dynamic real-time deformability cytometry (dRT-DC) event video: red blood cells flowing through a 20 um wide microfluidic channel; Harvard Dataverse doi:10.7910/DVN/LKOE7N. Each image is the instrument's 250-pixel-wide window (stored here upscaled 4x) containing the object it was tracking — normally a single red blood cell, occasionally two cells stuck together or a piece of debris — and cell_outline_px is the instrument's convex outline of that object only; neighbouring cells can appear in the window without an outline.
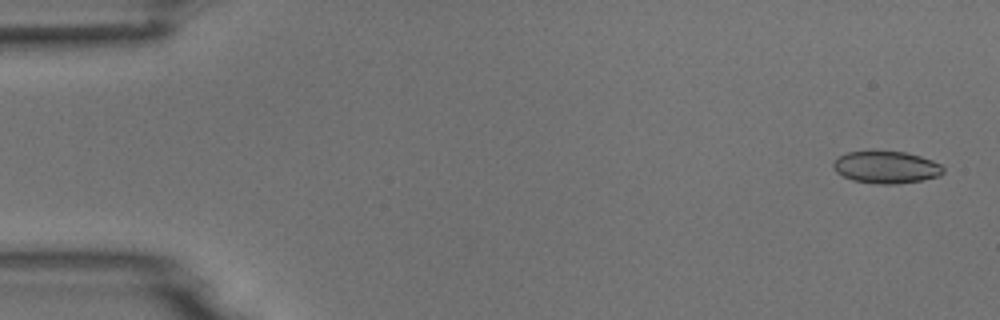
{"species": "common noctule bat (a hibernating species)", "species_latin": "Nyctalus noctula", "temperature_condition": "room temperature", "stored_images_in_passage": 5, "camera_frame_rate_fps": 3000, "um_per_image_px": 0.085, "animal": {"sex": "male", "body_mass_g": 18.8}, "frame": {"image": 1, "passage_image": 1, "time_ms": 0.0, "image_size_px": [1000, 320], "cell_outline_px": [[944, 172], [940, 176], [920, 180], [896, 184], [876, 184], [852, 180], [836, 172], [832, 164], [840, 156], [848, 152], [872, 148], [904, 152], [920, 156], [932, 160], [940, 164], [944, 168]], "centroid_in_image_um": [75.31, 14.18], "position_along_channel_um": 9.7, "area_um2": 21.15}}
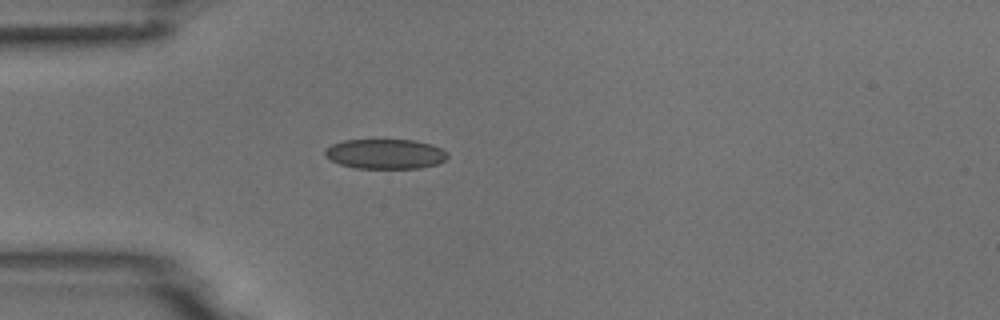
{"frame": {"image": 2, "passage_image": 5, "time_ms": 4.333, "image_size_px": [1000, 320], "cell_outline_px": [[448, 156], [444, 160], [436, 164], [420, 168], [356, 168], [340, 164], [324, 156], [324, 152], [332, 144], [344, 140], [412, 140], [432, 144], [448, 152]], "centroid_in_image_um": [32.76, 13.08], "position_along_channel_um": 52.2, "area_um2": 21.21}}